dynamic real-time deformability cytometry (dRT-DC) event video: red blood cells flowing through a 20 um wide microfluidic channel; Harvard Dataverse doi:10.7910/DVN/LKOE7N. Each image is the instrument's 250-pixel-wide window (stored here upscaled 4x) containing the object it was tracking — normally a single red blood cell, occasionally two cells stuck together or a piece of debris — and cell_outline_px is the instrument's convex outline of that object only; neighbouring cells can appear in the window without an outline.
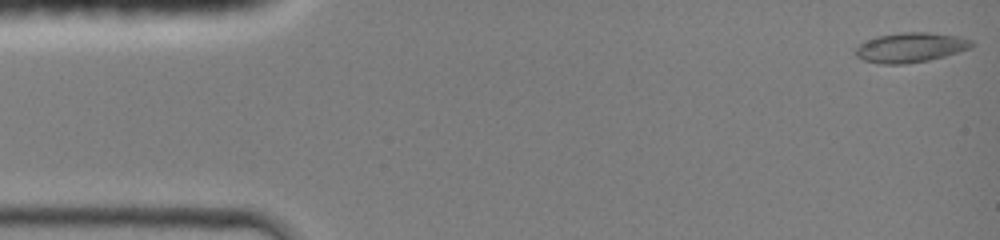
{"species": "common noctule bat (a hibernating species)", "species_latin": "Nyctalus noctula", "temperature_condition": "room temperature", "stored_images_in_passage": 43, "camera_frame_rate_fps": 3000, "um_per_image_px": 0.085, "animal": {"sex": "female", "body_mass_g": 19.0, "forearm_length_mm": 51.5}, "frame": {"image": 1, "passage_image": 1, "time_ms": 0.0, "image_size_px": [1000, 240], "cell_outline_px": [[972, 48], [944, 56], [928, 60], [904, 64], [884, 64], [864, 60], [856, 56], [856, 48], [860, 44], [876, 36], [900, 32], [928, 32], [960, 36], [972, 40]], "centroid_in_image_um": [77.42, 4.02], "position_along_channel_um": 7.6, "area_um2": 20.06}}
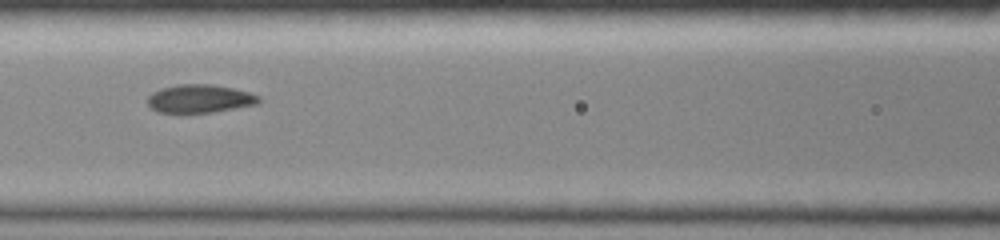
{"frame": {"image": 2, "passage_image": 19, "time_ms": 6.0, "image_size_px": [1000, 240], "cell_outline_px": [[260, 100], [256, 104], [212, 112], [184, 116], [160, 112], [152, 108], [148, 104], [148, 96], [152, 92], [160, 88], [176, 84], [212, 84], [232, 88], [248, 92], [260, 96]], "centroid_in_image_um": [16.91, 8.42], "position_along_channel_um": 149.7, "area_um2": 18.84}}
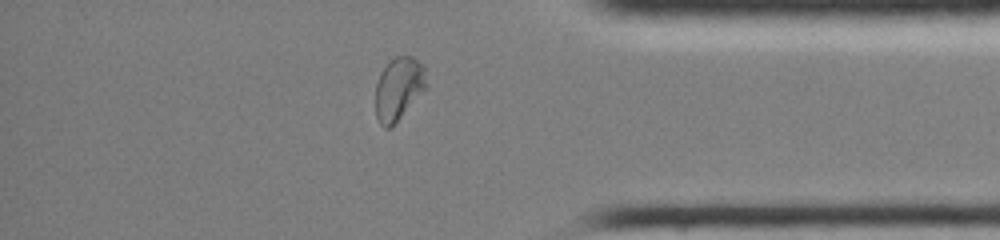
{"frame": {"image": 3, "passage_image": 37, "time_ms": 12.0, "image_size_px": [1000, 240], "cell_outline_px": [[428, 88], [392, 128], [384, 128], [380, 124], [376, 116], [376, 84], [380, 72], [396, 56], [412, 56], [424, 68], [428, 84]], "centroid_in_image_um": [33.91, 7.59], "position_along_channel_um": 401.3, "area_um2": 18.9}, "authors_computed_cell_mechanics": {"area_um2": 18.8428, "velocity_mm_per_s": 4.3393, "shape_relaxation_time_tau1_ms": 8.7849, "shape_relaxation_time_tau2_ms": 0.7427, "deformation_change_tau1": 0.2249, "deformation_change_tau2": 0.0378}}